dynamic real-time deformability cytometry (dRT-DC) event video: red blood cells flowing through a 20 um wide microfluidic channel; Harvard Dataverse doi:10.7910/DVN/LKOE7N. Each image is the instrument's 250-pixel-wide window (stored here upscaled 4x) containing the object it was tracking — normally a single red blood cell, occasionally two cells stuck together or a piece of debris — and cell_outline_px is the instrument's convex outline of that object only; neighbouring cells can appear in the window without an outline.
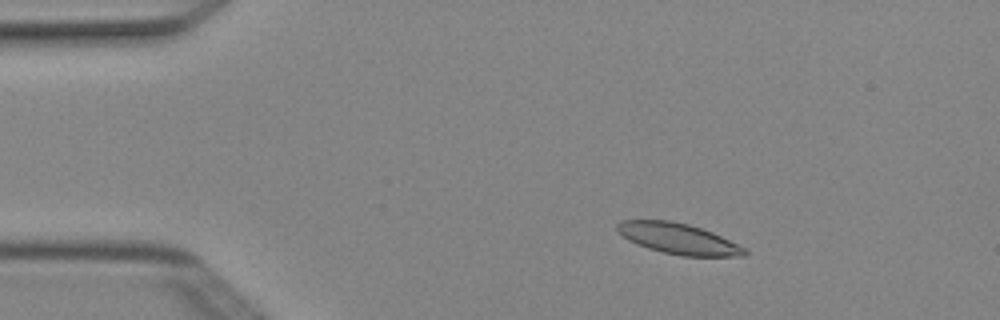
{"species": "Egyptian fruit bat (a non-hibernating species)", "species_latin": "Rousettus aegyptiacus", "temperature_condition": "cold", "stored_images_in_passage": 5, "camera_frame_rate_fps": 3000, "um_per_image_px": 0.085, "animal": {"sex": "female"}, "frame": {"image": 1, "passage_image": 3, "time_ms": 0.667, "image_size_px": [1000, 320], "cell_outline_px": [[748, 252], [744, 256], [680, 256], [648, 248], [636, 244], [628, 240], [616, 232], [616, 224], [620, 220], [672, 220], [688, 224], [712, 232], [744, 248]], "centroid_in_image_um": [57.58, 20.27], "position_along_channel_um": 27.4, "area_um2": 22.77}}
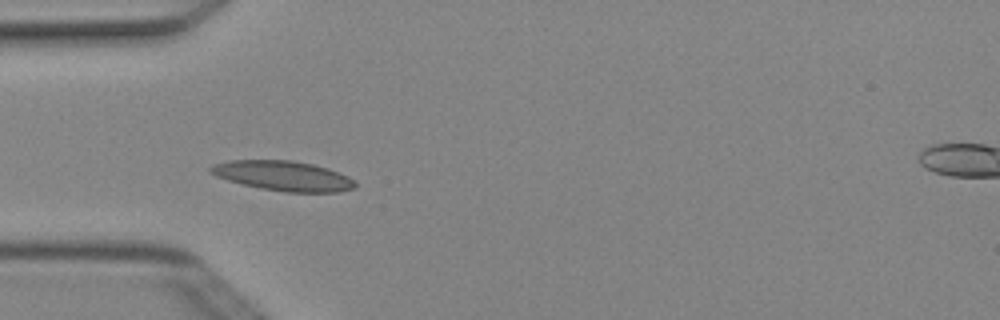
{"frame": {"image": 2, "passage_image": 4, "time_ms": 1.0, "image_size_px": [1000, 320], "cell_outline_px": [[356, 188], [340, 192], [284, 192], [260, 188], [228, 180], [216, 176], [208, 172], [208, 168], [212, 164], [228, 160], [292, 160], [312, 164], [328, 168], [348, 176], [356, 184]], "centroid_in_image_um": [24.05, 14.94], "position_along_channel_um": 60.9, "area_um2": 25.26}}
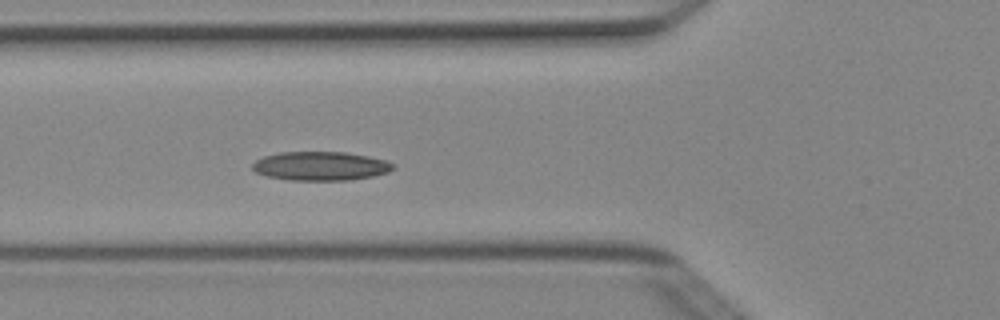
{"frame": {"image": 3, "passage_image": 5, "time_ms": 1.333, "image_size_px": [1000, 320], "cell_outline_px": [[396, 164], [388, 172], [372, 176], [348, 180], [292, 180], [268, 176], [256, 172], [252, 168], [252, 164], [256, 160], [264, 156], [280, 152], [348, 152], [388, 160]], "centroid_in_image_um": [27.27, 14.1], "position_along_channel_um": 98.5, "area_um2": 23.64}}